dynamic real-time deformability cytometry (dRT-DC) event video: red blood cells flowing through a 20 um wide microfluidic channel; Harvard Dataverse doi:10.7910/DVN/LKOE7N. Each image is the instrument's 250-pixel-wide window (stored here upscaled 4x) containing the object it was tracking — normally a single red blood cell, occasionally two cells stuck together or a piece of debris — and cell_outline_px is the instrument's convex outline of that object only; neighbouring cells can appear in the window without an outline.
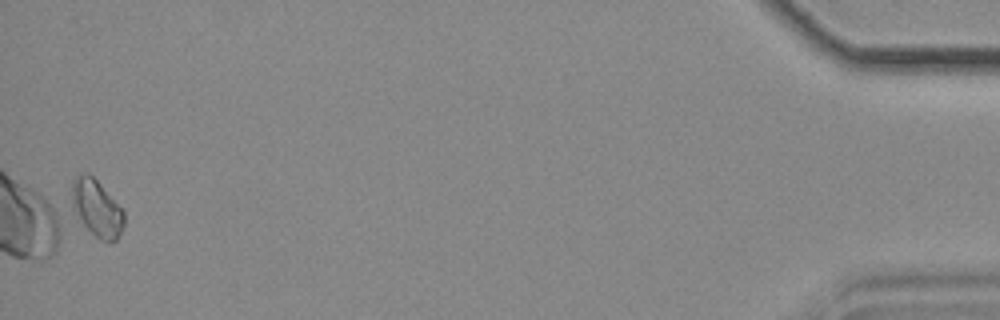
{"species": "common noctule bat (a hibernating species)", "species_latin": "Nyctalus noctula", "temperature_condition": "cold", "stored_images_in_passage": 36, "camera_frame_rate_fps": 3000, "um_per_image_px": 0.085, "animal": {"sex": "female", "body_mass_g": 18.4}, "frame": {"image": 1, "passage_image": 36, "time_ms": 11.667, "image_size_px": [1000, 320], "cell_outline_px": [[124, 224], [116, 240], [108, 244], [100, 240], [84, 224], [72, 208], [72, 180], [76, 176], [84, 172], [88, 172], [100, 184], [124, 212]], "centroid_in_image_um": [8.22, 17.7], "position_along_channel_um": 427.0, "area_um2": 16.99}}